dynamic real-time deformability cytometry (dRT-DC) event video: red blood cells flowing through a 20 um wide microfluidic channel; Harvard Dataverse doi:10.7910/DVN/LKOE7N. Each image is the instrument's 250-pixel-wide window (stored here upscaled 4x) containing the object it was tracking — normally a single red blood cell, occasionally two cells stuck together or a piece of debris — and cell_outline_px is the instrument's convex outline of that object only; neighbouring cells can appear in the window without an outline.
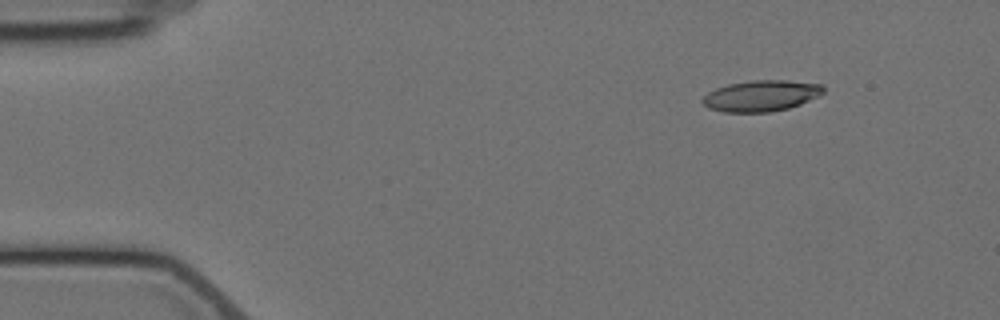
{"species": "Egyptian fruit bat (a non-hibernating species)", "species_latin": "Rousettus aegyptiacus", "temperature_condition": "cold", "stored_images_in_passage": 7, "camera_frame_rate_fps": 3000, "um_per_image_px": 0.085, "animal": {"sex": "female"}, "frame": {"image": 1, "passage_image": 2, "time_ms": 1.0, "image_size_px": [1000, 320], "cell_outline_px": [[824, 92], [820, 96], [800, 104], [788, 108], [768, 112], [724, 112], [708, 108], [700, 100], [708, 92], [716, 88], [728, 84], [752, 80], [788, 80], [824, 84]], "centroid_in_image_um": [64.72, 8.13], "position_along_channel_um": 20.3, "area_um2": 22.02}}
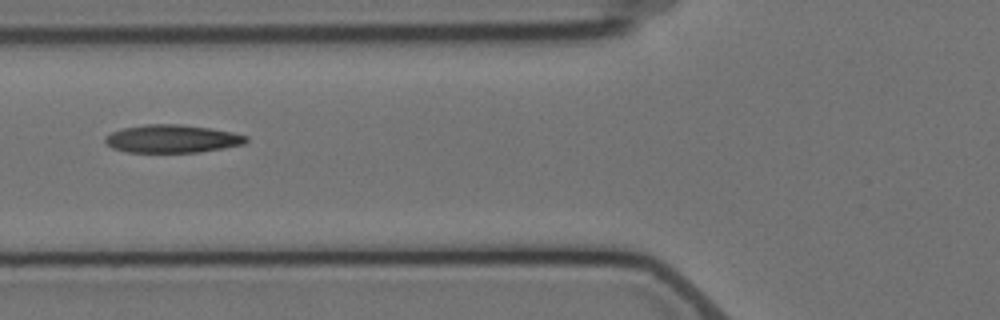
{"frame": {"image": 2, "passage_image": 6, "time_ms": 6.0, "image_size_px": [1000, 320], "cell_outline_px": [[248, 140], [244, 144], [200, 152], [128, 152], [112, 148], [104, 140], [104, 136], [112, 132], [124, 128], [144, 124], [180, 124], [208, 128], [232, 132], [248, 136]], "centroid_in_image_um": [14.62, 11.79], "position_along_channel_um": 111.2, "area_um2": 22.89}}
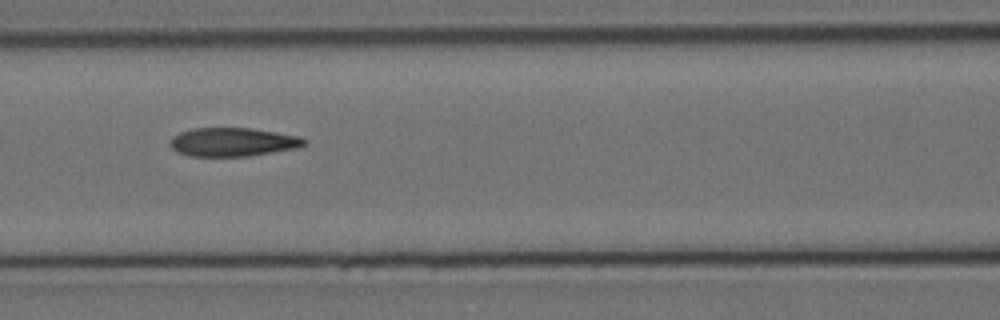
{"frame": {"image": 3, "passage_image": 7, "time_ms": 7.0, "image_size_px": [1000, 320], "cell_outline_px": [[308, 140], [304, 144], [296, 148], [248, 156], [188, 156], [172, 148], [168, 144], [172, 136], [180, 132], [192, 128], [252, 128], [300, 136]], "centroid_in_image_um": [19.77, 12.06], "position_along_channel_um": 146.8, "area_um2": 22.37}}